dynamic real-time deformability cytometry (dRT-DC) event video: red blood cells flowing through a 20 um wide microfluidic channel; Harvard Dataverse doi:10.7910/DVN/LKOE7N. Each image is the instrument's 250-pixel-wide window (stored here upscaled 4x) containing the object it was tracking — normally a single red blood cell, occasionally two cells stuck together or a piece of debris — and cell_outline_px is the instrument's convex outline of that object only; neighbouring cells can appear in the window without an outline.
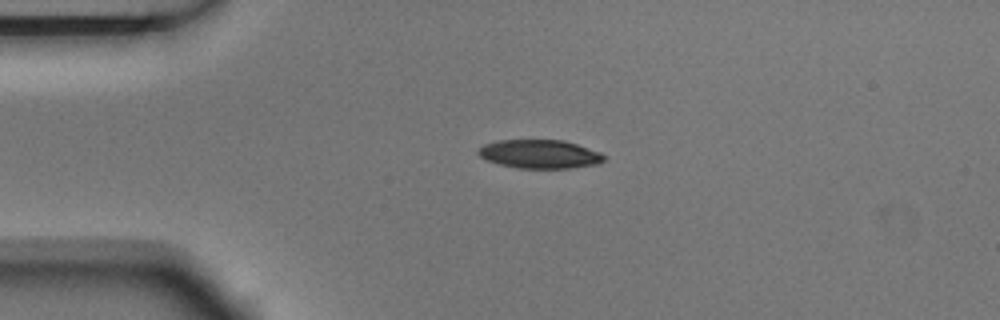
{"species": "Egyptian fruit bat (a non-hibernating species)", "species_latin": "Rousettus aegyptiacus", "temperature_condition": "room temperature", "stored_images_in_passage": 2, "camera_frame_rate_fps": 3000, "um_per_image_px": 0.085, "animal": {"sex": "male"}, "frame": {"image": 1, "passage_image": 1, "time_ms": 0.0, "image_size_px": [1000, 320], "cell_outline_px": [[604, 160], [600, 164], [572, 168], [516, 168], [500, 164], [488, 160], [480, 156], [476, 152], [484, 144], [496, 140], [564, 140], [600, 152], [604, 156]], "centroid_in_image_um": [45.88, 13.1], "position_along_channel_um": 39.1, "area_um2": 20.98}}